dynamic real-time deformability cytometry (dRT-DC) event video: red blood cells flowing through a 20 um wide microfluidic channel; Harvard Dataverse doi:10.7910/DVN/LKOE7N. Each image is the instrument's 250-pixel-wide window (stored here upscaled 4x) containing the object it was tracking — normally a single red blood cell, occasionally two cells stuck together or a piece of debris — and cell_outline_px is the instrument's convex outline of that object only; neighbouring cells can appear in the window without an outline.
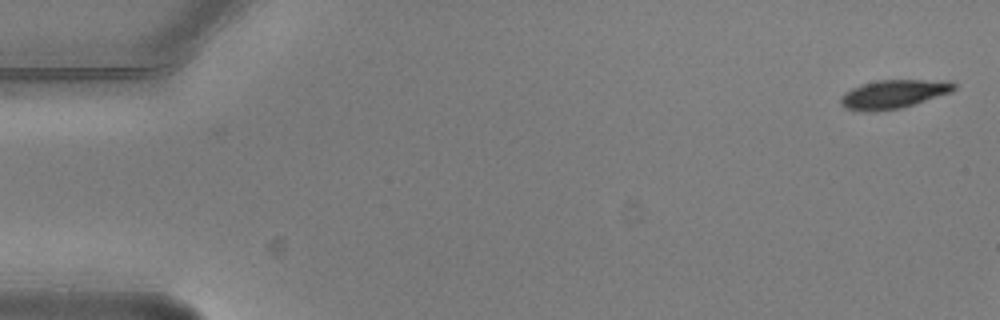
{"species": "common noctule bat (a hibernating species)", "species_latin": "Nyctalus noctula", "temperature_condition": "warm", "stored_images_in_passage": 2, "camera_frame_rate_fps": 3000, "um_per_image_px": 0.085, "animal": {"sex": "male", "body_mass_g": 20.5, "forearm_length_mm": 52.5}, "frame": {"image": 1, "passage_image": 2, "time_ms": 0.333, "image_size_px": [1000, 320], "cell_outline_px": [[956, 88], [952, 92], [900, 108], [876, 112], [868, 112], [844, 108], [840, 104], [840, 96], [844, 92], [852, 88], [876, 80], [948, 80], [956, 84]], "centroid_in_image_um": [75.93, 8.0], "position_along_channel_um": 9.1, "area_um2": 19.02}}